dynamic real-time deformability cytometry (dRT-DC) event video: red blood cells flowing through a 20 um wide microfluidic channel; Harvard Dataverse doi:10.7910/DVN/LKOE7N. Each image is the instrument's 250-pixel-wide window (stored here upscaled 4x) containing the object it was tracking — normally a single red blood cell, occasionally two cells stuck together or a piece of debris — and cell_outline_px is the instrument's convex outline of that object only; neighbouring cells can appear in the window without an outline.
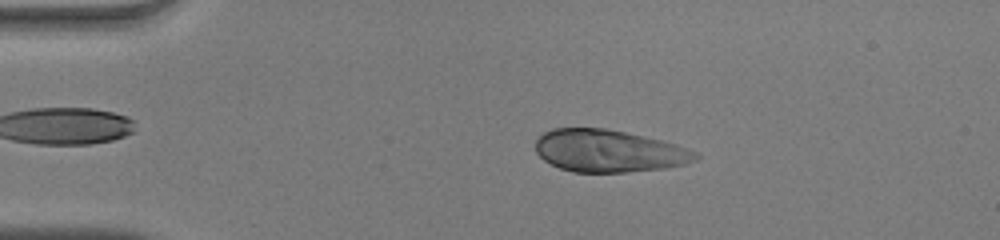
{"species": "human", "species_latin": "Homo sapiens", "temperature_condition": "warm", "stored_images_in_passage": 49, "camera_frame_rate_fps": 3000, "um_per_image_px": 0.085, "donor": {"sex": "male"}, "frame": {"image": 1, "passage_image": 9, "time_ms": 2.667, "image_size_px": [1000, 240], "cell_outline_px": [[700, 156], [696, 160], [684, 164], [664, 168], [628, 172], [572, 172], [560, 168], [544, 160], [536, 152], [536, 140], [544, 132], [552, 128], [604, 128], [664, 140], [688, 148], [696, 152]], "centroid_in_image_um": [51.76, 12.83], "position_along_channel_um": 33.2, "area_um2": 39.48}}
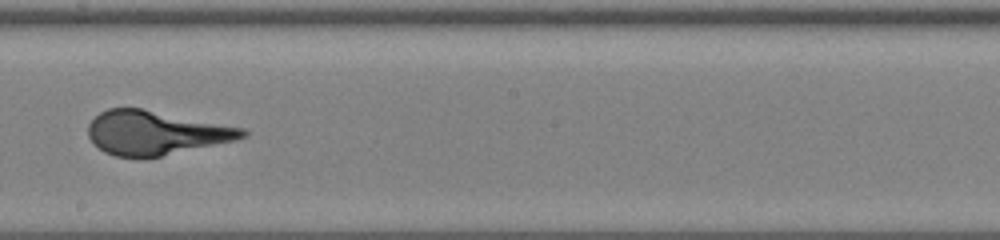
{"frame": {"image": 2, "passage_image": 28, "time_ms": 9.0, "image_size_px": [1000, 240], "cell_outline_px": [[248, 136], [236, 140], [160, 156], [116, 156], [104, 152], [88, 136], [88, 124], [100, 112], [108, 108], [140, 108], [244, 128], [248, 132]], "centroid_in_image_um": [13.23, 11.27], "position_along_channel_um": 235.0, "area_um2": 38.84}}
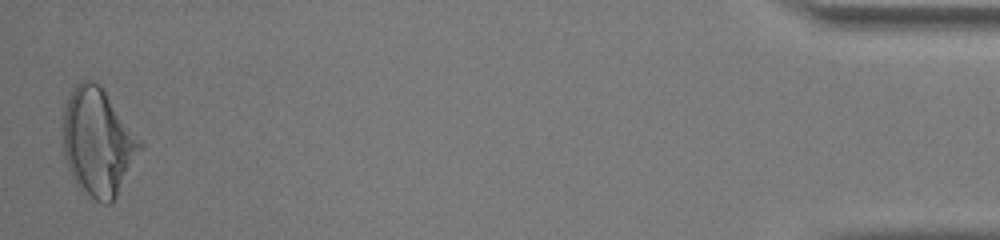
{"frame": {"image": 3, "passage_image": 49, "time_ms": 16.0, "image_size_px": [1000, 240], "cell_outline_px": [[144, 144], [112, 204], [104, 204], [80, 192], [68, 168], [64, 156], [60, 136], [60, 124], [64, 108], [68, 96], [76, 84], [80, 80], [92, 80], [100, 84], [144, 140]], "centroid_in_image_um": [8.3, 12.05], "position_along_channel_um": 426.9, "area_um2": 49.71}}